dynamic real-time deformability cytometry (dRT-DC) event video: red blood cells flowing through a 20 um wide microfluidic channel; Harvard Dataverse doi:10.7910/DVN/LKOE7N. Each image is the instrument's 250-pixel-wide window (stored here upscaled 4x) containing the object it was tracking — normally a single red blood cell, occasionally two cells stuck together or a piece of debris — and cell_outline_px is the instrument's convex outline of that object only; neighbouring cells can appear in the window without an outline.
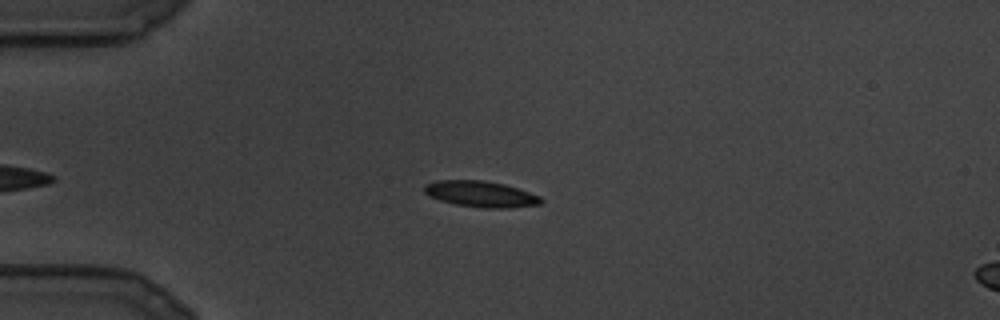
{"species": "common noctule bat (a hibernating species)", "species_latin": "Nyctalus noctula", "temperature_condition": "cold", "stored_images_in_passage": 74, "camera_frame_rate_fps": 3000, "um_per_image_px": 0.085, "animal": {"sex": "male", "body_mass_g": 19.5, "forearm_length_mm": 54.6}, "frame": {"image": 1, "passage_image": 5, "time_ms": 1.333, "image_size_px": [1000, 320], "cell_outline_px": [[544, 200], [540, 204], [508, 208], [484, 208], [456, 204], [440, 200], [428, 196], [424, 192], [424, 184], [436, 180], [484, 180], [504, 184], [540, 196]], "centroid_in_image_um": [40.84, 16.49], "position_along_channel_um": 44.2, "area_um2": 17.69}}
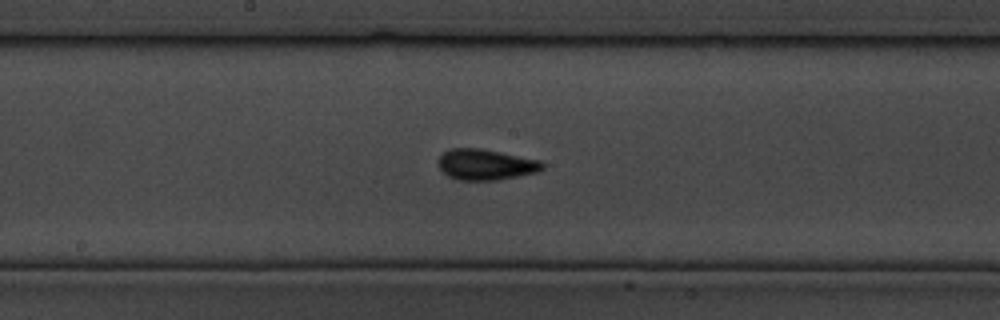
{"frame": {"image": 2, "passage_image": 34, "time_ms": 11.0, "image_size_px": [1000, 320], "cell_outline_px": [[544, 168], [536, 172], [496, 180], [456, 180], [448, 176], [440, 168], [436, 160], [444, 152], [452, 148], [480, 148], [540, 160], [544, 164]], "centroid_in_image_um": [41.25, 13.98], "position_along_channel_um": 206.9, "area_um2": 18.61}}
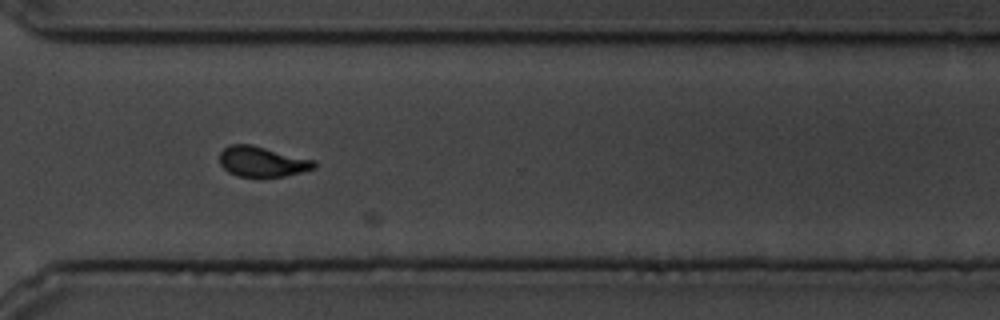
{"frame": {"image": 3, "passage_image": 56, "time_ms": 18.333, "image_size_px": [1000, 320], "cell_outline_px": [[316, 168], [284, 176], [236, 176], [228, 172], [220, 164], [220, 152], [228, 144], [252, 144], [316, 160]], "centroid_in_image_um": [22.28, 13.72], "position_along_channel_um": 348.3, "area_um2": 16.76}}